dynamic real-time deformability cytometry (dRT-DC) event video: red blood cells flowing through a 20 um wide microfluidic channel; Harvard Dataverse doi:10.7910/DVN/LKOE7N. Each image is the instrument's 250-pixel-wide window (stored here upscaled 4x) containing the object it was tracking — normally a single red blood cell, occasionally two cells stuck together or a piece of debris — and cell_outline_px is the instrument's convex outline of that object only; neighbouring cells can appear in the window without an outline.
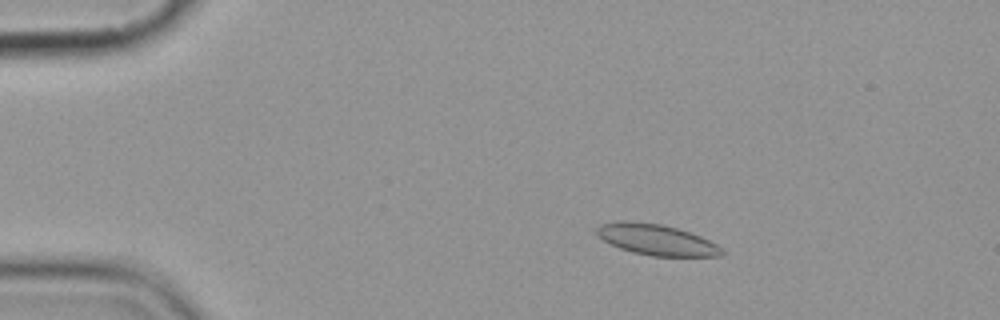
{"species": "common noctule bat (a hibernating species)", "species_latin": "Nyctalus noctula", "temperature_condition": "cold", "stored_images_in_passage": 6, "camera_frame_rate_fps": 3000, "um_per_image_px": 0.085, "animal": {"sex": "female", "body_mass_g": 19.9}, "frame": {"image": 1, "passage_image": 4, "time_ms": 3.333, "image_size_px": [1000, 320], "cell_outline_px": [[724, 252], [720, 256], [652, 256], [632, 252], [620, 248], [604, 240], [596, 232], [596, 228], [600, 224], [620, 220], [628, 220], [660, 224], [676, 228], [700, 236], [716, 244]], "centroid_in_image_um": [55.77, 20.37], "position_along_channel_um": 29.2, "area_um2": 22.25}}